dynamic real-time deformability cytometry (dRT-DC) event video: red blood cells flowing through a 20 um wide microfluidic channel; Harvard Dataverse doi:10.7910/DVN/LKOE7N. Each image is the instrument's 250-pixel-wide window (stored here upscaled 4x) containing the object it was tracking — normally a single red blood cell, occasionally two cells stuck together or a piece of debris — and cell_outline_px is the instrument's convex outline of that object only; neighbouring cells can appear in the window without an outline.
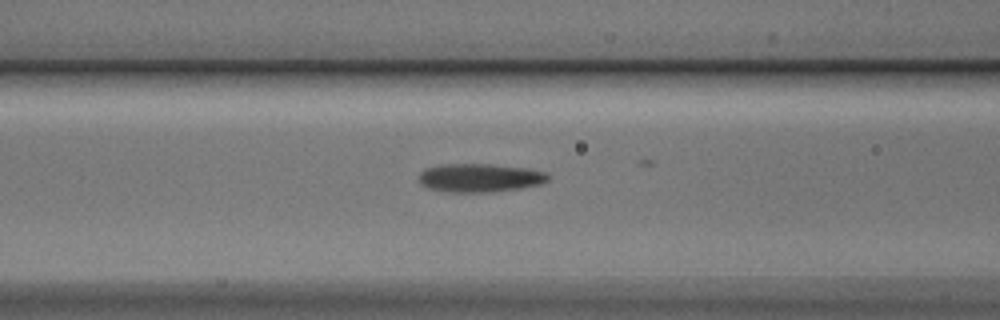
{"species": "Egyptian fruit bat (a non-hibernating species)", "species_latin": "Rousettus aegyptiacus", "temperature_condition": "cold", "stored_images_in_passage": 14, "camera_frame_rate_fps": 3000, "um_per_image_px": 0.085, "animal": {"sex": "male"}, "frame": {"image": 1, "passage_image": 12, "time_ms": 3.667, "image_size_px": [1000, 320], "cell_outline_px": [[552, 176], [544, 184], [496, 192], [448, 192], [428, 188], [420, 184], [420, 172], [424, 168], [440, 164], [492, 164], [528, 168], [548, 172]], "centroid_in_image_um": [40.84, 15.11], "position_along_channel_um": 125.8, "area_um2": 21.91}}